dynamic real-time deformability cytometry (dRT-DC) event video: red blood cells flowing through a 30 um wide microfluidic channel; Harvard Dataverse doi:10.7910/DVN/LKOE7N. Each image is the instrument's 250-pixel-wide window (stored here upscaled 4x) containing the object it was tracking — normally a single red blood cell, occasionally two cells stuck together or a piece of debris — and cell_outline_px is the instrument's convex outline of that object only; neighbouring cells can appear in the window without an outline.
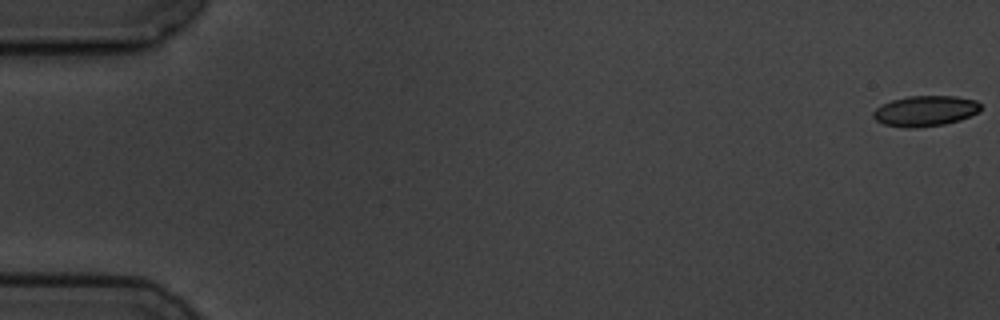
{"species": "common noctule bat (a hibernating species)", "species_latin": "Nyctalus noctula", "temperature_condition": "cold", "stored_images_in_passage": 6, "camera_frame_rate_fps": 3000, "um_per_image_px": 0.085, "animal": {"sex": "male", "body_mass_g": 19.5, "forearm_length_mm": 54.6}, "frame": {"image": 1, "passage_image": 1, "time_ms": 0.0, "image_size_px": [1000, 320], "cell_outline_px": [[980, 112], [960, 120], [944, 124], [912, 128], [904, 128], [884, 124], [876, 120], [872, 116], [872, 112], [876, 108], [892, 100], [908, 96], [956, 96], [976, 100], [980, 104]], "centroid_in_image_um": [78.65, 9.43], "position_along_channel_um": 6.3, "area_um2": 19.13}}
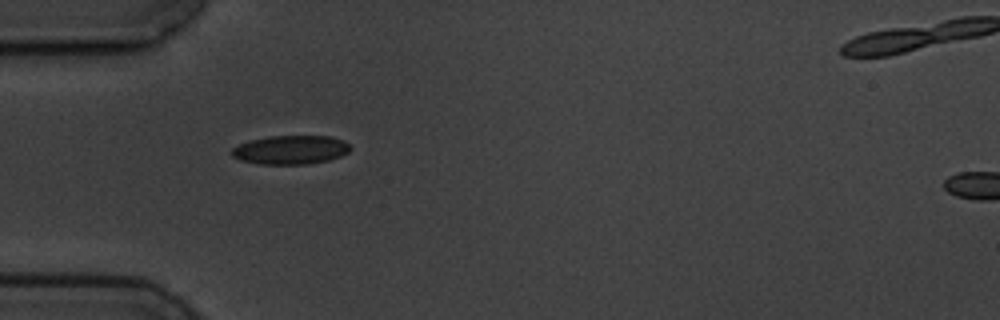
{"frame": {"image": 2, "passage_image": 5, "time_ms": 5.667, "image_size_px": [1000, 320], "cell_outline_px": [[352, 148], [348, 152], [340, 156], [328, 160], [308, 164], [260, 164], [240, 160], [232, 156], [232, 148], [248, 140], [268, 136], [332, 136], [344, 140]], "centroid_in_image_um": [24.71, 12.73], "position_along_channel_um": 60.3, "area_um2": 20.0}}
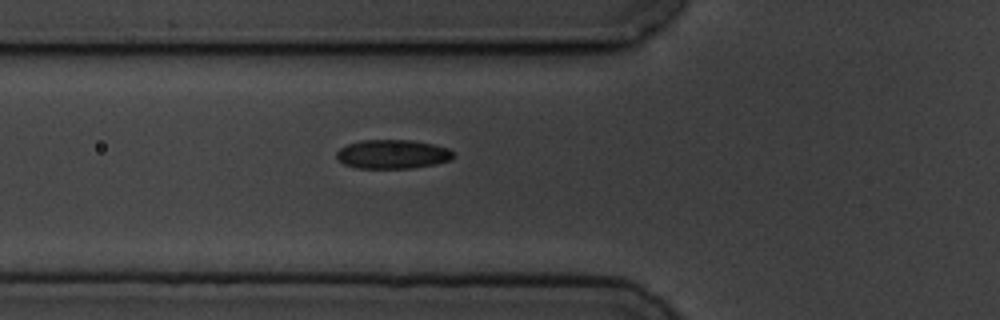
{"frame": {"image": 3, "passage_image": 6, "time_ms": 6.667, "image_size_px": [1000, 320], "cell_outline_px": [[456, 156], [452, 160], [436, 164], [412, 168], [356, 168], [344, 164], [336, 156], [336, 152], [340, 148], [348, 144], [360, 140], [412, 140], [432, 144], [448, 148], [456, 152]], "centroid_in_image_um": [33.42, 13.11], "position_along_channel_um": 92.4, "area_um2": 19.94}}